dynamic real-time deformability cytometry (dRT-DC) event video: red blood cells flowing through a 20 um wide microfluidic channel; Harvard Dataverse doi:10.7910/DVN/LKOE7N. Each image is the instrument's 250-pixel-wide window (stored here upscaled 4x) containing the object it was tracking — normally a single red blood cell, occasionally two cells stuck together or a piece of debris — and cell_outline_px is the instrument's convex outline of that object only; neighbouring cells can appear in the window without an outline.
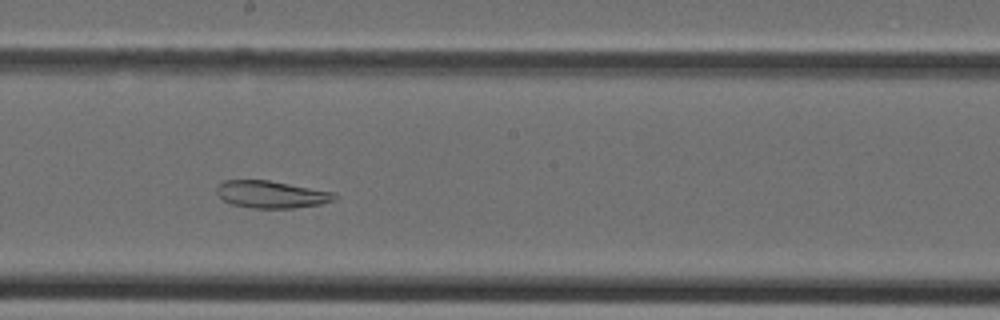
{"species": "Egyptian fruit bat (a non-hibernating species)", "species_latin": "Rousettus aegyptiacus", "temperature_condition": "cold", "stored_images_in_passage": 36, "camera_frame_rate_fps": 3000, "um_per_image_px": 0.085, "animal": {"sex": "female"}, "frame": {"image": 1, "passage_image": 18, "time_ms": 5.667, "image_size_px": [1000, 320], "cell_outline_px": [[336, 196], [332, 200], [320, 204], [292, 208], [252, 208], [232, 204], [224, 200], [216, 192], [216, 188], [224, 180], [268, 180], [336, 192]], "centroid_in_image_um": [23.06, 16.52], "position_along_channel_um": 225.1, "area_um2": 18.55}}
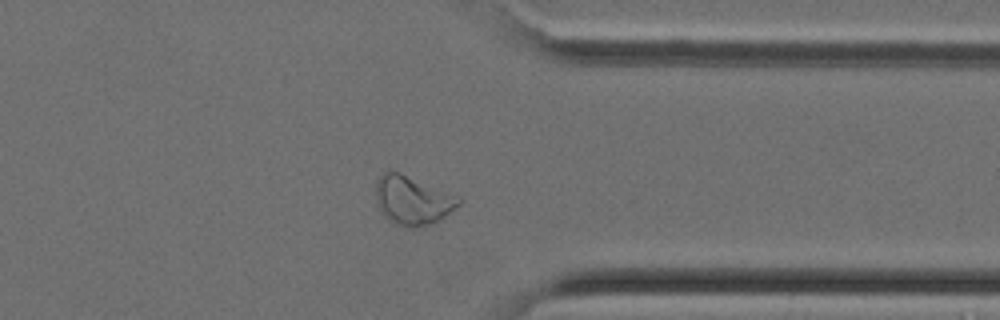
{"frame": {"image": 2, "passage_image": 27, "time_ms": 8.667, "image_size_px": [1000, 320], "cell_outline_px": [[464, 200], [460, 204], [444, 216], [432, 224], [416, 228], [400, 228], [388, 220], [380, 212], [376, 200], [376, 180], [388, 168], [400, 172], [460, 196]], "centroid_in_image_um": [35.05, 17.03], "position_along_channel_um": 376.4, "area_um2": 24.22}}
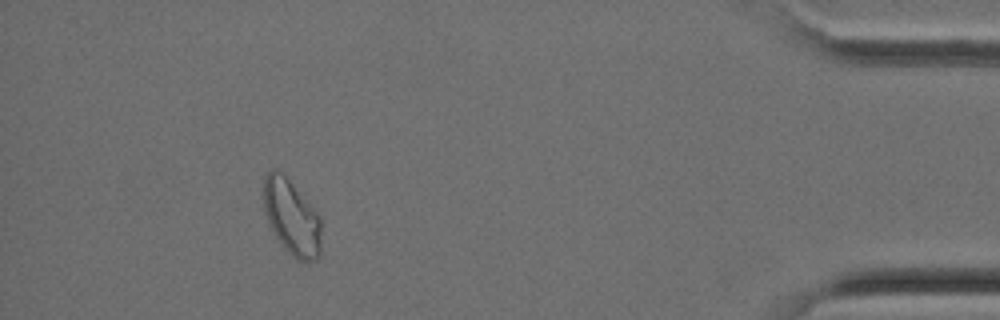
{"frame": {"image": 3, "passage_image": 32, "time_ms": 10.333, "image_size_px": [1000, 320], "cell_outline_px": [[320, 256], [316, 260], [308, 264], [296, 260], [284, 248], [268, 224], [264, 212], [260, 192], [264, 176], [272, 168], [276, 168], [288, 180], [320, 216]], "centroid_in_image_um": [24.73, 18.49], "position_along_channel_um": 410.5, "area_um2": 25.78}}